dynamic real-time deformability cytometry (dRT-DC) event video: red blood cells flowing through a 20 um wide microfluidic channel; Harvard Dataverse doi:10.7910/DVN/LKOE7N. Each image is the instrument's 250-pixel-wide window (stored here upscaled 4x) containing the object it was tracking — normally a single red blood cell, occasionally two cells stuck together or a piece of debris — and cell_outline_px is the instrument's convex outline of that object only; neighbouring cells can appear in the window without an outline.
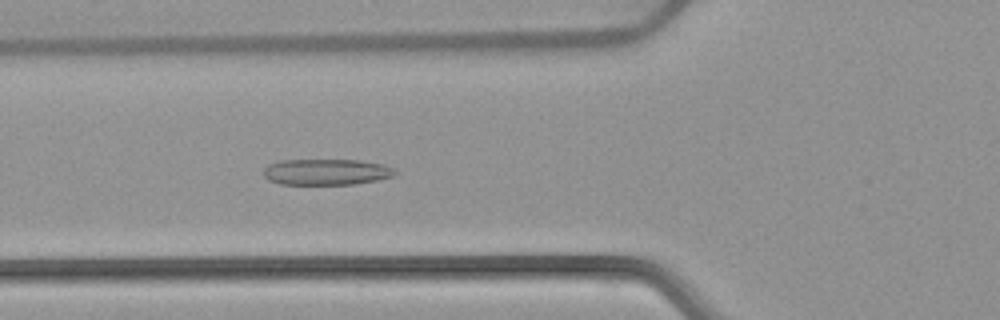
{"species": "common noctule bat (a hibernating species)", "species_latin": "Nyctalus noctula", "temperature_condition": "warm", "stored_images_in_passage": 52, "camera_frame_rate_fps": 3000, "um_per_image_px": 0.085, "animal": {"sex": "female", "body_mass_g": 22.7, "forearm_length_mm": 54.2}, "frame": {"image": 1, "passage_image": 19, "time_ms": 6.0, "image_size_px": [1000, 320], "cell_outline_px": [[396, 172], [392, 176], [376, 180], [356, 184], [280, 184], [268, 180], [264, 176], [264, 168], [268, 164], [280, 160], [360, 160], [384, 164], [392, 168]], "centroid_in_image_um": [27.71, 14.61], "position_along_channel_um": 98.1, "area_um2": 19.94}}
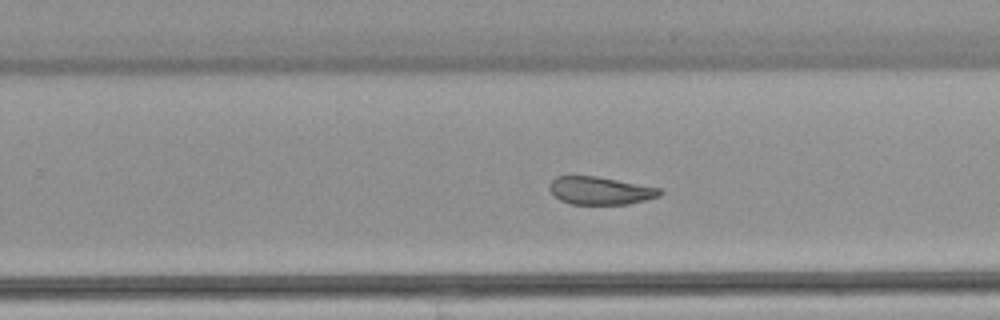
{"frame": {"image": 2, "passage_image": 33, "time_ms": 10.667, "image_size_px": [1000, 320], "cell_outline_px": [[664, 192], [660, 196], [628, 204], [572, 204], [560, 200], [548, 188], [548, 184], [556, 176], [596, 176], [660, 188]], "centroid_in_image_um": [51.02, 16.2], "position_along_channel_um": 278.8, "area_um2": 17.8}}
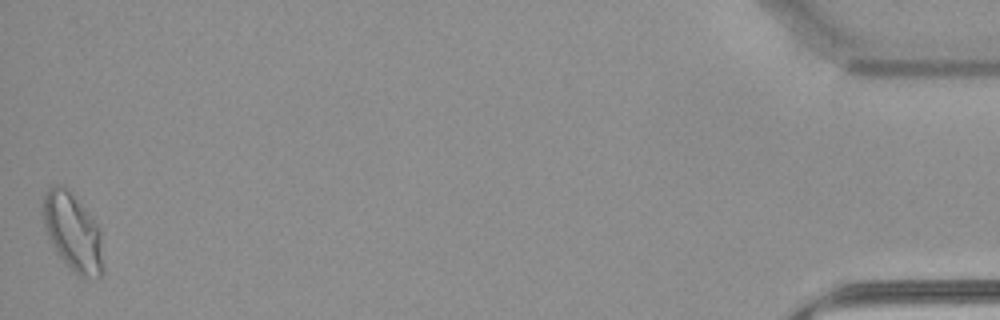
{"frame": {"image": 3, "passage_image": 52, "time_ms": 17.0, "image_size_px": [1000, 320], "cell_outline_px": [[104, 272], [96, 280], [84, 280], [56, 252], [44, 228], [40, 212], [44, 192], [52, 184], [64, 184], [72, 192], [100, 228], [104, 268]], "centroid_in_image_um": [6.18, 19.71], "position_along_channel_um": 429.0, "area_um2": 28.03}, "authors_computed_cell_mechanics": {"area_um2": 21.2993, "velocity_mm_per_s": 3.8742, "shape_relaxation_time_tau1_ms": null, "shape_relaxation_time_tau2_ms": 4.0776, "deformation_change_tau1": null, "deformation_change_tau2": 0.1189}}